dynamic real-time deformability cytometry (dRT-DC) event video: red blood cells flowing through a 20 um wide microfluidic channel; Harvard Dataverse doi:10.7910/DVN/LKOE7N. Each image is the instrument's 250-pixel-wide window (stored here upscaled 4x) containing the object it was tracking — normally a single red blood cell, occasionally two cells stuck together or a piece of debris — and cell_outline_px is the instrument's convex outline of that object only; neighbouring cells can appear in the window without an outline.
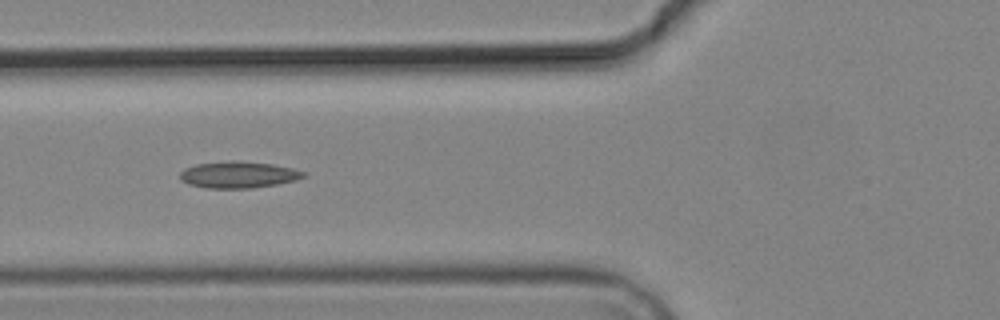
{"species": "common noctule bat (a hibernating species)", "species_latin": "Nyctalus noctula", "temperature_condition": "cold", "stored_images_in_passage": 10, "camera_frame_rate_fps": 3000, "um_per_image_px": 0.085, "animal": {"sex": "male", "body_mass_g": 19.2, "forearm_length_mm": 51.8}, "frame": {"image": 1, "passage_image": 7, "time_ms": 7.0, "image_size_px": [1000, 320], "cell_outline_px": [[308, 176], [296, 180], [276, 184], [252, 188], [204, 188], [188, 184], [180, 180], [180, 172], [184, 168], [196, 164], [232, 160], [236, 160], [272, 164], [292, 168], [308, 172]], "centroid_in_image_um": [20.27, 14.85], "position_along_channel_um": 105.5, "area_um2": 19.36}}
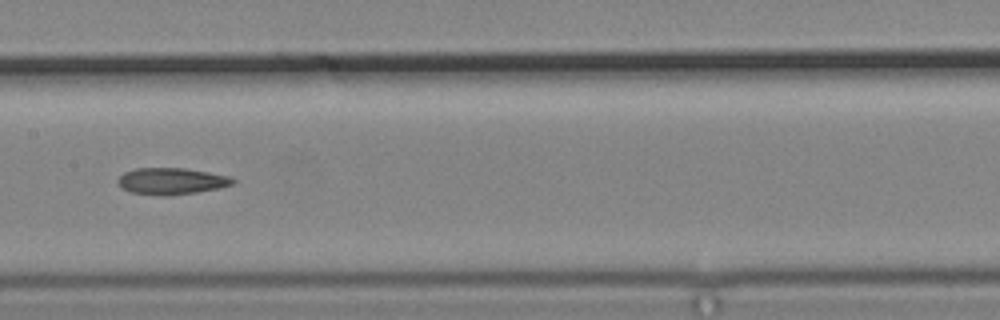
{"frame": {"image": 2, "passage_image": 9, "time_ms": 9.333, "image_size_px": [1000, 320], "cell_outline_px": [[236, 180], [232, 184], [220, 188], [196, 192], [168, 196], [160, 196], [132, 192], [124, 188], [116, 180], [124, 172], [136, 168], [184, 168], [208, 172], [228, 176]], "centroid_in_image_um": [14.58, 15.39], "position_along_channel_um": 192.8, "area_um2": 17.69}}
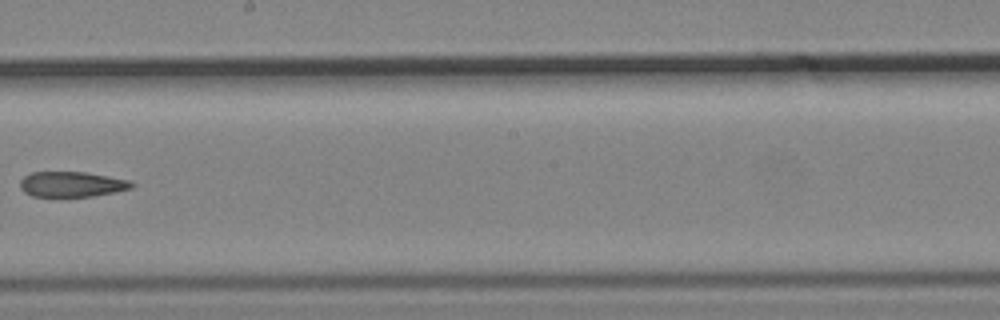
{"frame": {"image": 3, "passage_image": 10, "time_ms": 10.667, "image_size_px": [1000, 320], "cell_outline_px": [[136, 184], [132, 188], [116, 192], [92, 196], [32, 196], [24, 192], [20, 188], [20, 180], [24, 176], [32, 172], [84, 172], [132, 180]], "centroid_in_image_um": [6.13, 15.66], "position_along_channel_um": 242.1, "area_um2": 16.53}}